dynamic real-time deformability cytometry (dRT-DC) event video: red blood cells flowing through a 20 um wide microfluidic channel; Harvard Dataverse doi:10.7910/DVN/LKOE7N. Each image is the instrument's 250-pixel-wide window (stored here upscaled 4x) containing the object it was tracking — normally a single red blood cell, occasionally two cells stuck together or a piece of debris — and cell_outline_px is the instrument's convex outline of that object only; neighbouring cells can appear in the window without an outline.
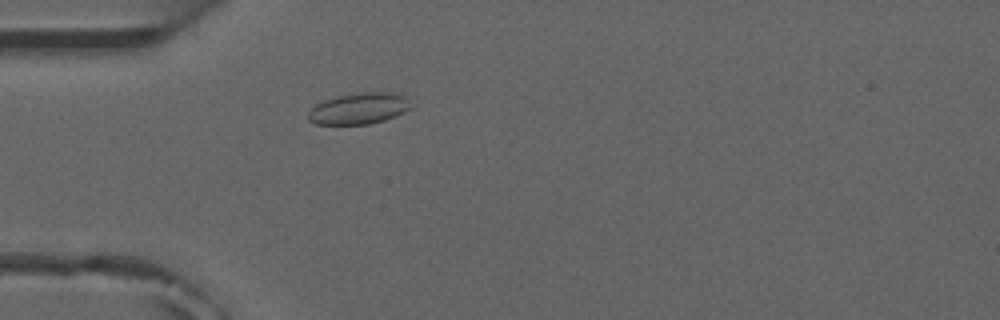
{"species": "common noctule bat (a hibernating species)", "species_latin": "Nyctalus noctula", "temperature_condition": "room temperature", "stored_images_in_passage": 3, "camera_frame_rate_fps": 3000, "um_per_image_px": 0.085, "animal": {"sex": "male", "forearm_length_mm": 52.5}, "frame": {"image": 1, "passage_image": 3, "time_ms": 2.333, "image_size_px": [1000, 320], "cell_outline_px": [[412, 108], [396, 116], [384, 120], [368, 124], [316, 124], [308, 120], [308, 112], [316, 104], [324, 100], [340, 96], [368, 92], [396, 92], [408, 96], [412, 104]], "centroid_in_image_um": [30.58, 9.22], "position_along_channel_um": 54.4, "area_um2": 18.79}}